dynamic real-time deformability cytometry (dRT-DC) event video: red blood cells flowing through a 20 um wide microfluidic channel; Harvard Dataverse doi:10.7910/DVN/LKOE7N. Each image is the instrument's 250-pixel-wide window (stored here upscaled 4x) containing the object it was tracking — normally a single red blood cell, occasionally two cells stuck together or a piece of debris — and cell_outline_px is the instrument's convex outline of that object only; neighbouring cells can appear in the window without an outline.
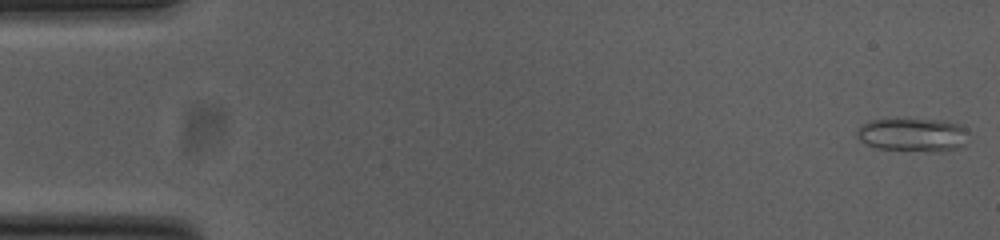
{"species": "common noctule bat (a hibernating species)", "species_latin": "Nyctalus noctula", "temperature_condition": "cold", "stored_images_in_passage": 53, "camera_frame_rate_fps": 3000, "um_per_image_px": 0.085, "animal": {"sex": "female", "body_mass_g": 23.0, "forearm_length_mm": 53.4}, "frame": {"image": 1, "passage_image": 1, "time_ms": 0.0, "image_size_px": [1000, 240], "cell_outline_px": [[972, 140], [968, 144], [960, 148], [944, 152], [932, 152], [876, 148], [860, 140], [856, 136], [856, 128], [868, 120], [940, 120], [960, 124], [968, 128]], "centroid_in_image_um": [77.71, 11.48], "position_along_channel_um": 7.3, "area_um2": 22.43}}
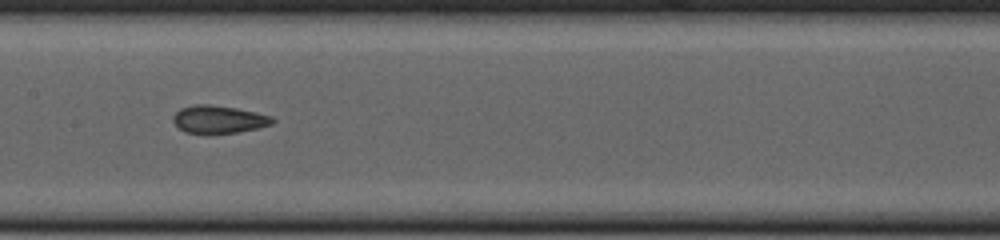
{"frame": {"image": 2, "passage_image": 26, "time_ms": 8.333, "image_size_px": [1000, 240], "cell_outline_px": [[276, 120], [272, 124], [256, 128], [236, 132], [184, 132], [172, 120], [172, 116], [180, 108], [192, 104], [208, 104], [236, 108], [256, 112], [272, 116]], "centroid_in_image_um": [18.59, 10.11], "position_along_channel_um": 188.8, "area_um2": 15.78}}
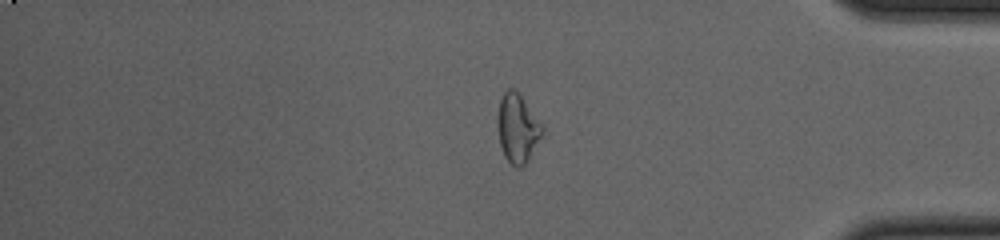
{"frame": {"image": 3, "passage_image": 44, "time_ms": 14.333, "image_size_px": [1000, 240], "cell_outline_px": [[544, 132], [528, 160], [520, 168], [516, 168], [504, 156], [500, 144], [496, 124], [496, 116], [500, 100], [504, 92], [508, 88], [512, 88], [520, 96], [544, 128]], "centroid_in_image_um": [43.95, 10.93], "position_along_channel_um": 391.2, "area_um2": 17.69}, "authors_computed_cell_mechanics": {"area_um2": 17.051, "velocity_mm_per_s": 3.8075, "shape_relaxation_time_tau1_ms": null, "shape_relaxation_time_tau2_ms": 2.1816, "deformation_change_tau1": null, "deformation_change_tau2": 0.0882}}